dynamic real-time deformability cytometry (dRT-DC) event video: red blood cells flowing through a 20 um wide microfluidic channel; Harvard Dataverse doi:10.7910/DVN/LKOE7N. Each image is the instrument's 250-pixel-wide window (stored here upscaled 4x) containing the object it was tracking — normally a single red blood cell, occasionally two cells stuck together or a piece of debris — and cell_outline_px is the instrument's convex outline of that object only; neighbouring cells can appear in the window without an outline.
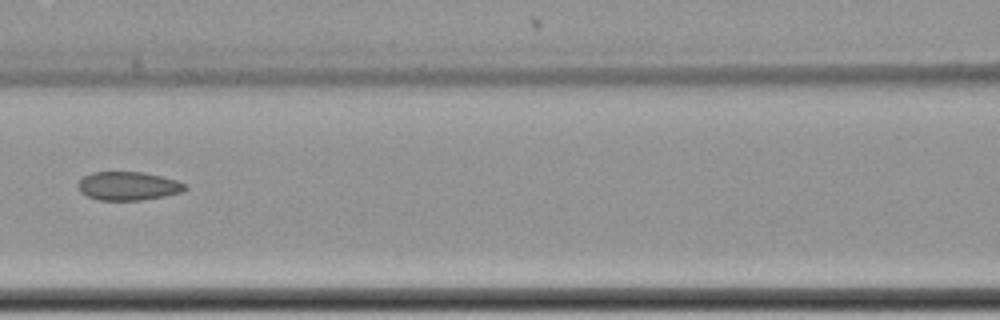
{"species": "common noctule bat (a hibernating species)", "species_latin": "Nyctalus noctula", "temperature_condition": "cold", "stored_images_in_passage": 14, "camera_frame_rate_fps": 3000, "um_per_image_px": 0.085, "animal": {"sex": "female", "body_mass_g": 22.7, "forearm_length_mm": 54.2}, "frame": {"image": 1, "passage_image": 5, "time_ms": 1.333, "image_size_px": [1000, 320], "cell_outline_px": [[188, 188], [184, 192], [164, 196], [140, 200], [96, 200], [80, 192], [80, 180], [84, 176], [92, 172], [144, 172], [176, 180], [184, 184]], "centroid_in_image_um": [10.92, 15.81], "position_along_channel_um": 155.7, "area_um2": 17.69}}
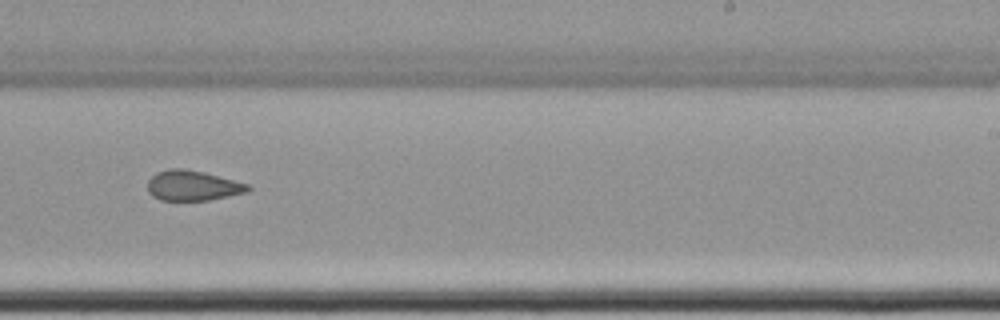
{"frame": {"image": 2, "passage_image": 8, "time_ms": 2.333, "image_size_px": [1000, 320], "cell_outline_px": [[252, 188], [248, 192], [208, 200], [160, 200], [152, 196], [148, 192], [148, 180], [156, 172], [168, 168], [184, 168], [204, 172], [248, 184]], "centroid_in_image_um": [16.36, 15.77], "position_along_channel_um": 272.6, "area_um2": 17.69}}
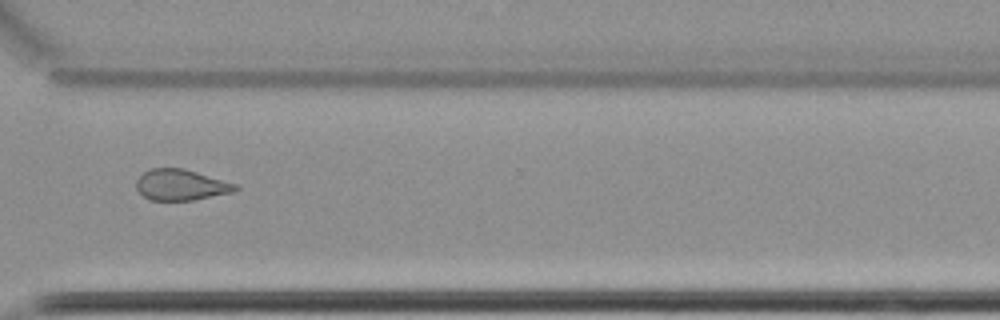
{"frame": {"image": 3, "passage_image": 10, "time_ms": 3.0, "image_size_px": [1000, 320], "cell_outline_px": [[240, 188], [232, 192], [192, 200], [152, 200], [144, 196], [136, 188], [136, 180], [144, 172], [152, 168], [184, 168], [236, 184]], "centroid_in_image_um": [15.37, 15.71], "position_along_channel_um": 355.2, "area_um2": 17.63}}